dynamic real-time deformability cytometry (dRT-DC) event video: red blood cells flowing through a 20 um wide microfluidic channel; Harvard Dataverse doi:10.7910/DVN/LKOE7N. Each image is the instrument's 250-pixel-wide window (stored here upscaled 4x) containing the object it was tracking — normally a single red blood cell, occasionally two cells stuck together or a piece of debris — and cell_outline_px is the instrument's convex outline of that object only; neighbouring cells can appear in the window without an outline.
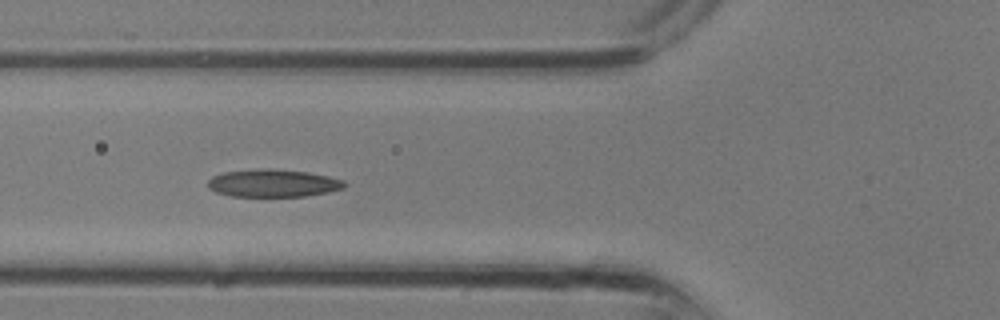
{"species": "common noctule bat (a hibernating species)", "species_latin": "Nyctalus noctula", "temperature_condition": "room temperature", "stored_images_in_passage": 20, "camera_frame_rate_fps": 3000, "um_per_image_px": 0.085, "animal": {"sex": "male", "body_mass_g": 13.3}, "frame": {"image": 1, "passage_image": 11, "time_ms": 3.333, "image_size_px": [1000, 320], "cell_outline_px": [[348, 184], [344, 188], [328, 192], [304, 196], [232, 196], [216, 192], [208, 188], [208, 180], [212, 176], [224, 172], [264, 168], [308, 172], [328, 176], [344, 180]], "centroid_in_image_um": [23.22, 15.57], "position_along_channel_um": 102.6, "area_um2": 21.96}}
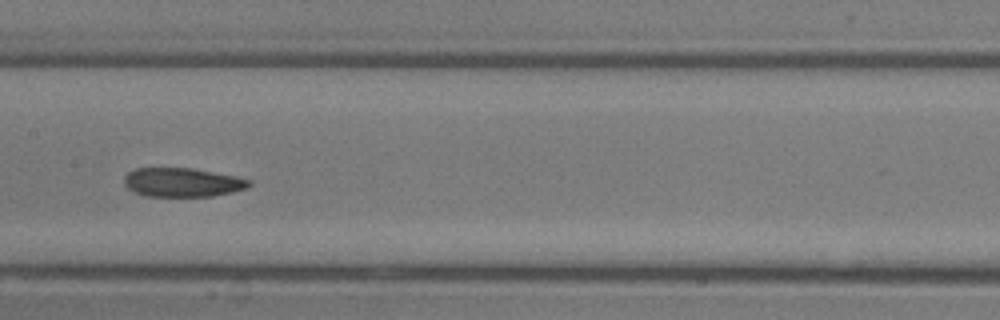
{"frame": {"image": 2, "passage_image": 15, "time_ms": 4.667, "image_size_px": [1000, 320], "cell_outline_px": [[252, 184], [248, 188], [232, 192], [212, 196], [144, 196], [128, 188], [124, 184], [124, 176], [128, 172], [136, 168], [192, 168], [236, 176], [252, 180]], "centroid_in_image_um": [15.53, 15.5], "position_along_channel_um": 191.9, "area_um2": 21.15}}
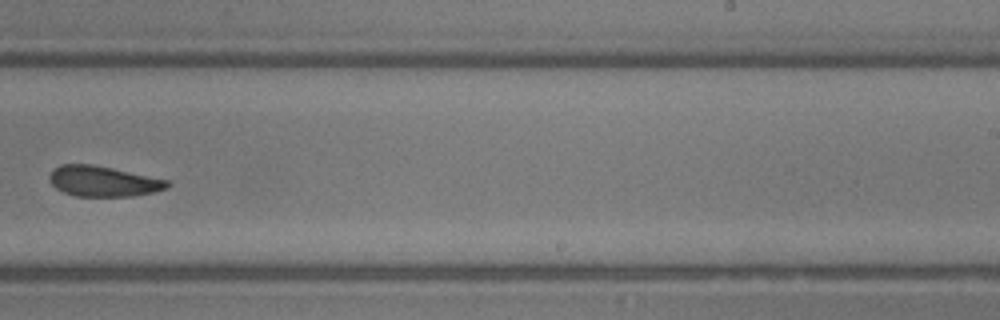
{"frame": {"image": 3, "passage_image": 19, "time_ms": 6.0, "image_size_px": [1000, 320], "cell_outline_px": [[172, 184], [168, 188], [152, 192], [132, 196], [76, 196], [64, 192], [56, 188], [52, 184], [48, 176], [52, 168], [60, 164], [92, 164], [112, 168], [168, 180]], "centroid_in_image_um": [8.75, 15.4], "position_along_channel_um": 280.2, "area_um2": 20.92}}